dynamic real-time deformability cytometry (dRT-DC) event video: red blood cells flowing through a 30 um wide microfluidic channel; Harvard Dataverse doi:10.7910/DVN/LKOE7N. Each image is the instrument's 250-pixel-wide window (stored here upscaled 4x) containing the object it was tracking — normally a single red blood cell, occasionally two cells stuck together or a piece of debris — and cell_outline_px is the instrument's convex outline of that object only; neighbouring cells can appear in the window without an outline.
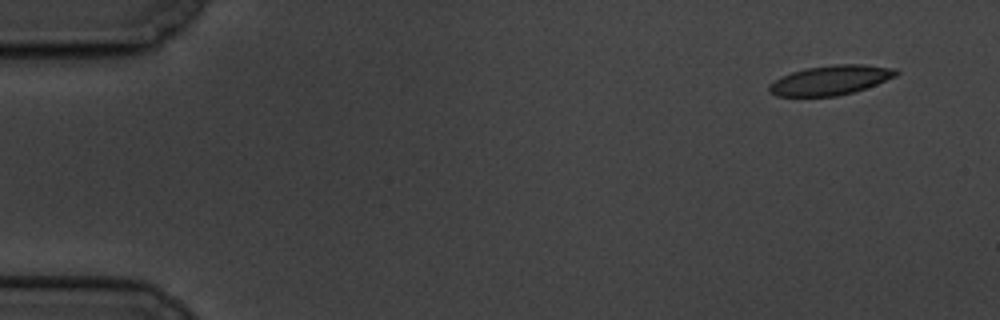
{"species": "common noctule bat (a hibernating species)", "species_latin": "Nyctalus noctula", "temperature_condition": "cold", "stored_images_in_passage": 5, "camera_frame_rate_fps": 3000, "um_per_image_px": 0.085, "animal": {"sex": "male", "body_mass_g": 19.5, "forearm_length_mm": 54.6}, "frame": {"image": 1, "passage_image": 1, "time_ms": 0.0, "image_size_px": [1000, 320], "cell_outline_px": [[900, 72], [896, 76], [876, 84], [852, 92], [836, 96], [776, 96], [768, 92], [768, 84], [780, 76], [804, 68], [836, 64], [860, 64], [896, 68]], "centroid_in_image_um": [70.56, 6.8], "position_along_channel_um": 14.4, "area_um2": 21.91}}